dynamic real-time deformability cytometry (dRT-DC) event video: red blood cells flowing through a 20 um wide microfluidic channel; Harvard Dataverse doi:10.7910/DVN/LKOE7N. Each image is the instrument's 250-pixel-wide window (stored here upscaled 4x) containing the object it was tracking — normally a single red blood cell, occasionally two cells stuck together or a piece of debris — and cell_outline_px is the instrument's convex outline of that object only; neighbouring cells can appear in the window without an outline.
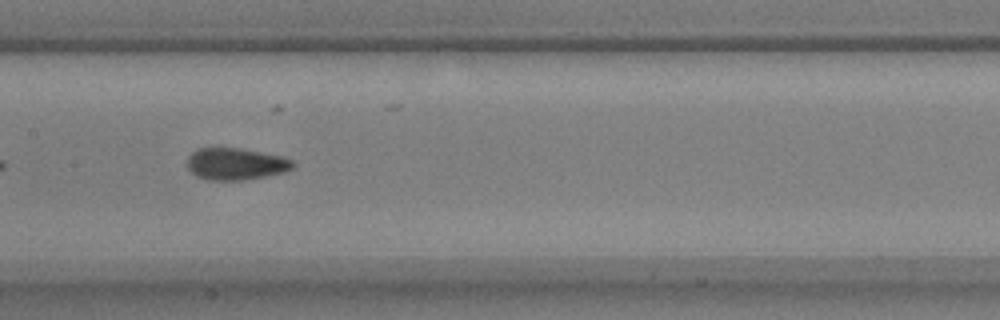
{"species": "common noctule bat (a hibernating species)", "species_latin": "Nyctalus noctula", "temperature_condition": "warm", "stored_images_in_passage": 17, "camera_frame_rate_fps": 3000, "um_per_image_px": 0.085, "animal": {"sex": "male", "body_mass_g": 17.9, "forearm_length_mm": 54.2}, "frame": {"image": 1, "passage_image": 12, "time_ms": 3.667, "image_size_px": [1000, 320], "cell_outline_px": [[296, 164], [292, 168], [284, 172], [264, 176], [240, 180], [208, 180], [196, 176], [188, 168], [188, 156], [196, 148], [240, 148], [284, 156], [292, 160]], "centroid_in_image_um": [20.05, 13.92], "position_along_channel_um": 187.4, "area_um2": 19.65}}